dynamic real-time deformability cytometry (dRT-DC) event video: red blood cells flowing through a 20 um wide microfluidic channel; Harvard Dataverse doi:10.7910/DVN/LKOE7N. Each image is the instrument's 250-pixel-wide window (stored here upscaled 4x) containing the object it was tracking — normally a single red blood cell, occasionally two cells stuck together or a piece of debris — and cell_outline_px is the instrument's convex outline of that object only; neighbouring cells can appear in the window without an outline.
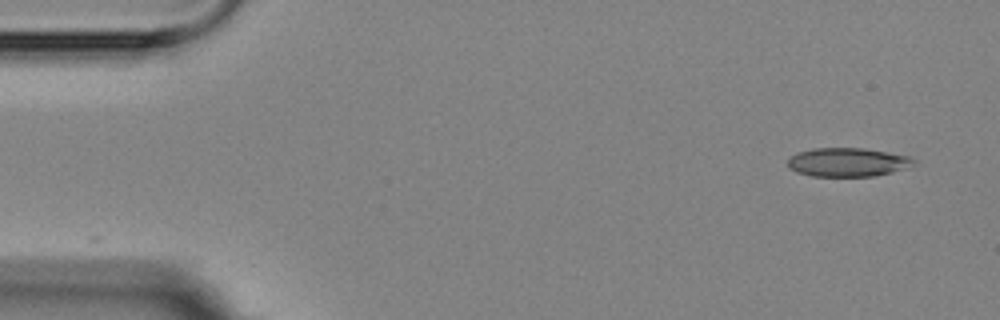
{"species": "Egyptian fruit bat (a non-hibernating species)", "species_latin": "Rousettus aegyptiacus", "temperature_condition": "room temperature", "stored_images_in_passage": 6, "camera_frame_rate_fps": 3000, "um_per_image_px": 0.085, "animal": {"sex": "female"}, "frame": {"image": 1, "passage_image": 1, "time_ms": 0.0, "image_size_px": [1000, 320], "cell_outline_px": [[916, 160], [892, 172], [876, 176], [812, 176], [796, 172], [788, 168], [788, 160], [796, 152], [812, 148], [864, 148], [912, 156]], "centroid_in_image_um": [71.98, 13.78], "position_along_channel_um": 13.0, "area_um2": 20.98}}
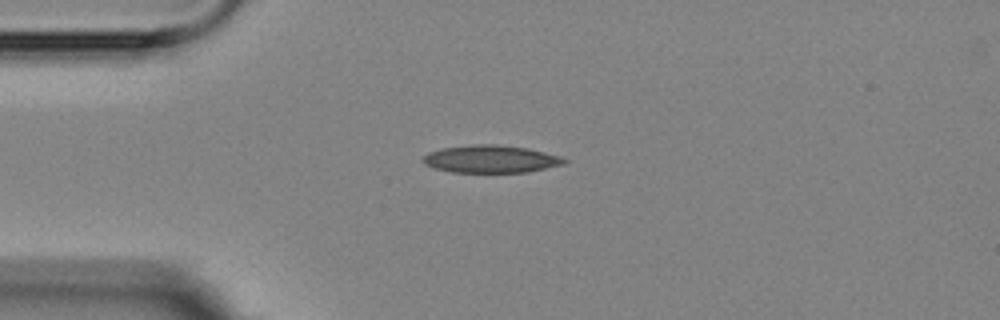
{"frame": {"image": 2, "passage_image": 4, "time_ms": 3.333, "image_size_px": [1000, 320], "cell_outline_px": [[568, 160], [564, 164], [528, 172], [452, 172], [436, 168], [424, 164], [420, 160], [428, 152], [444, 148], [472, 144], [496, 144], [528, 148], [560, 156]], "centroid_in_image_um": [41.71, 13.51], "position_along_channel_um": 43.3, "area_um2": 22.66}}
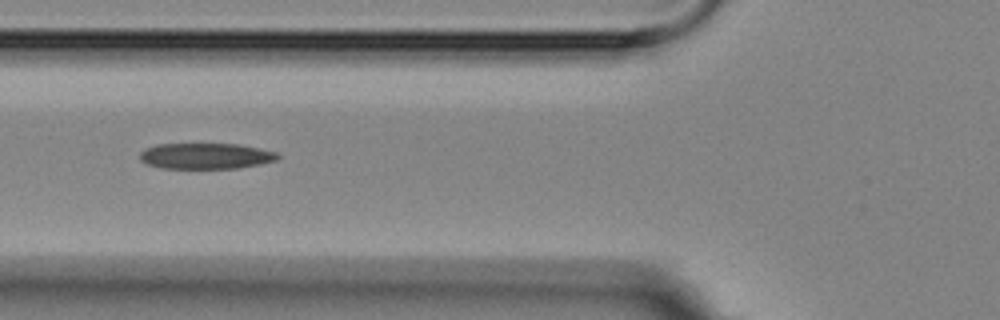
{"frame": {"image": 3, "passage_image": 6, "time_ms": 5.667, "image_size_px": [1000, 320], "cell_outline_px": [[280, 156], [276, 160], [260, 164], [240, 168], [160, 168], [148, 164], [140, 160], [140, 152], [144, 148], [156, 144], [240, 144], [276, 152]], "centroid_in_image_um": [17.47, 13.26], "position_along_channel_um": 108.3, "area_um2": 20.81}}